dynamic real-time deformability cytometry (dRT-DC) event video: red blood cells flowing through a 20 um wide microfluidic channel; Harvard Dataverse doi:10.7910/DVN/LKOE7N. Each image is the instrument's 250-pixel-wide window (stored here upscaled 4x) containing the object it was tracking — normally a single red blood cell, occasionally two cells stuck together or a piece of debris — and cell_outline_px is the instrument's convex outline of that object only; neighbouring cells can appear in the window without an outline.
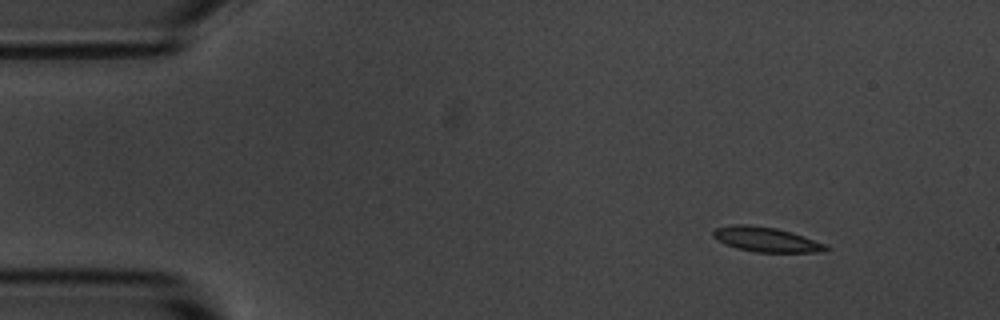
{"species": "common noctule bat (a hibernating species)", "species_latin": "Nyctalus noctula", "temperature_condition": "room temperature", "stored_images_in_passage": 5, "camera_frame_rate_fps": 3000, "um_per_image_px": 0.085, "animal": {"sex": "male", "body_mass_g": 20.1, "forearm_length_mm": 53.5}, "frame": {"image": 1, "passage_image": 2, "time_ms": 1.0, "image_size_px": [1000, 320], "cell_outline_px": [[828, 248], [824, 252], [756, 252], [736, 248], [724, 244], [716, 240], [712, 236], [712, 232], [716, 228], [732, 224], [748, 224], [776, 228], [828, 244]], "centroid_in_image_um": [65.08, 20.35], "position_along_channel_um": 19.9, "area_um2": 16.3}}
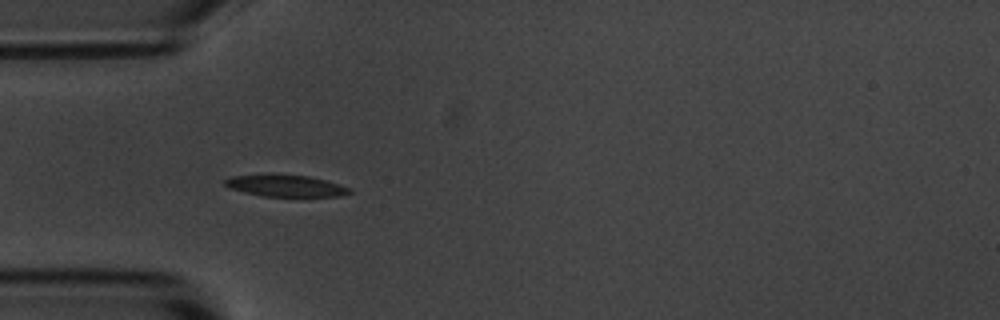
{"frame": {"image": 2, "passage_image": 4, "time_ms": 4.333, "image_size_px": [1000, 320], "cell_outline_px": [[352, 192], [340, 196], [264, 196], [244, 192], [228, 188], [224, 184], [224, 180], [232, 176], [264, 172], [272, 172], [308, 176], [340, 184], [352, 188]], "centroid_in_image_um": [24.22, 15.75], "position_along_channel_um": 60.8, "area_um2": 16.36}}